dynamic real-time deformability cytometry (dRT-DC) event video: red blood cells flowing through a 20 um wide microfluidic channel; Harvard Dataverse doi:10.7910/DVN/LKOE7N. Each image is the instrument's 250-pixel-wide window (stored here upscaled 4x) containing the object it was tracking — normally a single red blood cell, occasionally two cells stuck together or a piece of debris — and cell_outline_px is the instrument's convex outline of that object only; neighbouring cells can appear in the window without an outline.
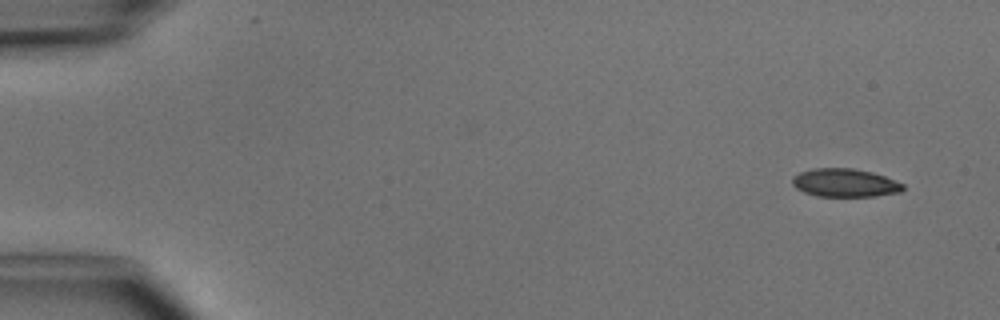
{"species": "common noctule bat (a hibernating species)", "species_latin": "Nyctalus noctula", "temperature_condition": "cold", "stored_images_in_passage": 4, "camera_frame_rate_fps": 3000, "um_per_image_px": 0.085, "animal": {"sex": "male", "body_mass_g": 15.6}, "frame": {"image": 1, "passage_image": 1, "time_ms": 0.0, "image_size_px": [1000, 320], "cell_outline_px": [[904, 188], [900, 192], [876, 196], [816, 196], [804, 192], [796, 188], [792, 184], [792, 176], [800, 172], [812, 168], [852, 168], [872, 172], [884, 176], [904, 184]], "centroid_in_image_um": [71.79, 15.53], "position_along_channel_um": 13.2, "area_um2": 18.26}}
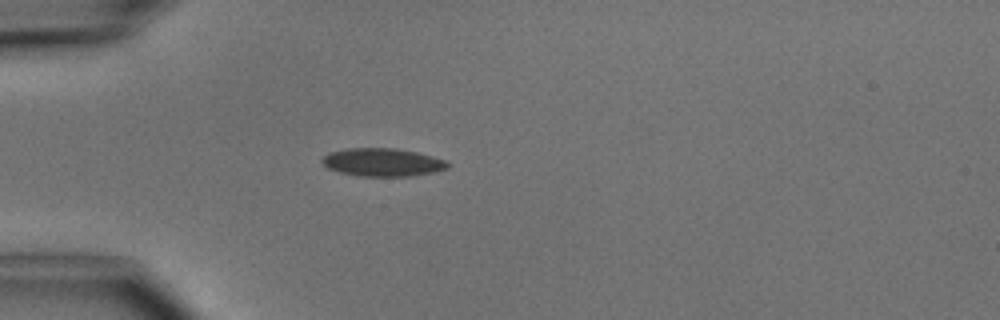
{"frame": {"image": 2, "passage_image": 4, "time_ms": 3.667, "image_size_px": [1000, 320], "cell_outline_px": [[452, 164], [448, 168], [432, 172], [408, 176], [360, 176], [340, 172], [328, 168], [320, 160], [328, 152], [344, 148], [396, 148], [416, 152], [432, 156], [444, 160]], "centroid_in_image_um": [32.5, 13.78], "position_along_channel_um": 52.5, "area_um2": 20.52}}